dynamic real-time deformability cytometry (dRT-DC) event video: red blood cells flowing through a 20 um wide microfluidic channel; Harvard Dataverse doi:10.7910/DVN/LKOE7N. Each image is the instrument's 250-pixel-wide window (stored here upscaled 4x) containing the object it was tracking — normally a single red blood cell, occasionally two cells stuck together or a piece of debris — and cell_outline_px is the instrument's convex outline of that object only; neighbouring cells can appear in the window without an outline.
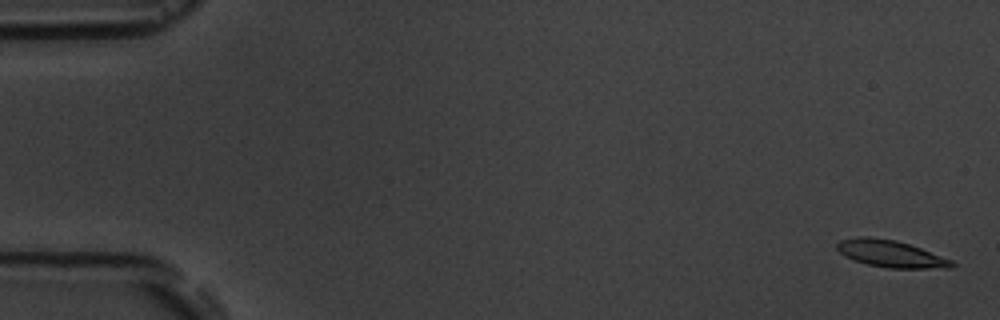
{"species": "common noctule bat (a hibernating species)", "species_latin": "Nyctalus noctula", "temperature_condition": "room temperature", "stored_images_in_passage": 6, "camera_frame_rate_fps": 3000, "um_per_image_px": 0.085, "animal": {"sex": "male", "body_mass_g": 19.5, "forearm_length_mm": 54.6}, "frame": {"image": 1, "passage_image": 1, "time_ms": 0.0, "image_size_px": [1000, 320], "cell_outline_px": [[956, 264], [952, 268], [888, 268], [868, 264], [844, 256], [836, 248], [836, 244], [840, 240], [864, 236], [868, 236], [896, 240], [920, 248], [952, 260]], "centroid_in_image_um": [75.72, 21.57], "position_along_channel_um": 9.3, "area_um2": 17.86}}
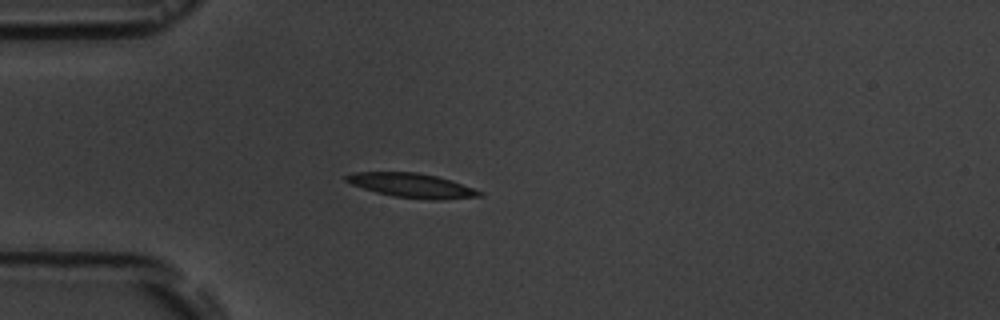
{"frame": {"image": 2, "passage_image": 5, "time_ms": 4.667, "image_size_px": [1000, 320], "cell_outline_px": [[484, 196], [440, 200], [428, 200], [392, 196], [376, 192], [352, 184], [344, 180], [344, 176], [352, 172], [416, 172], [436, 176], [452, 180], [484, 192]], "centroid_in_image_um": [35.04, 15.77], "position_along_channel_um": 50.0, "area_um2": 19.02}}